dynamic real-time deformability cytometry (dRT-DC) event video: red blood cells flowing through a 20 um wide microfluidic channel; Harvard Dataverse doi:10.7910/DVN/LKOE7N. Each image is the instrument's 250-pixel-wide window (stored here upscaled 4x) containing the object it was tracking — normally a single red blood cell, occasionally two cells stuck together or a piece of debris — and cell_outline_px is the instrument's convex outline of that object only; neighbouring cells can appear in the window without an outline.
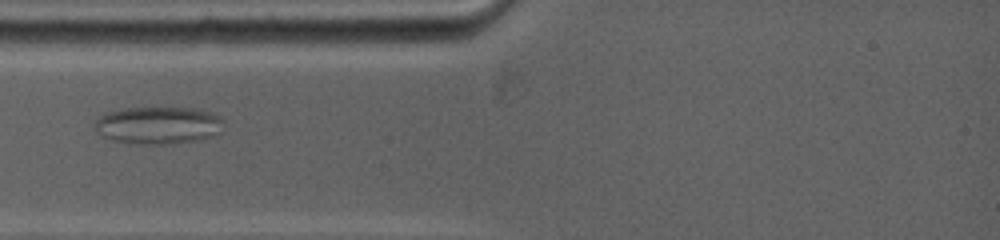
{"species": "common noctule bat (a hibernating species)", "species_latin": "Nyctalus noctula", "temperature_condition": "warm", "stored_images_in_passage": 18, "camera_frame_rate_fps": 5000, "um_per_image_px": 0.085, "animal": {"sex": "female", "body_mass_g": 19.0, "forearm_length_mm": 53.3}, "frame": {"image": 1, "passage_image": 7, "time_ms": 3.0, "image_size_px": [1000, 240], "cell_outline_px": [[224, 116], [216, 132], [212, 136], [196, 140], [156, 144], [136, 144], [112, 140], [96, 132], [96, 120], [104, 112], [124, 108], [196, 108]], "centroid_in_image_um": [13.4, 10.63], "position_along_channel_um": 71.6, "area_um2": 27.74}}
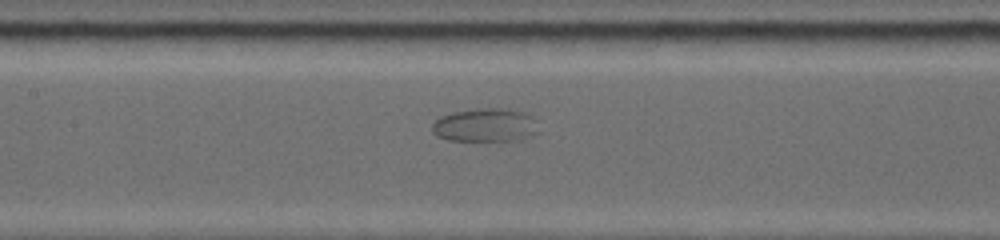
{"frame": {"image": 2, "passage_image": 12, "time_ms": 5.6, "image_size_px": [1000, 240], "cell_outline_px": [[536, 132], [524, 140], [448, 140], [436, 136], [432, 132], [432, 124], [440, 116], [452, 112], [480, 108], [504, 108], [528, 112], [536, 120]], "centroid_in_image_um": [41.25, 10.62], "position_along_channel_um": 166.1, "area_um2": 20.92}}
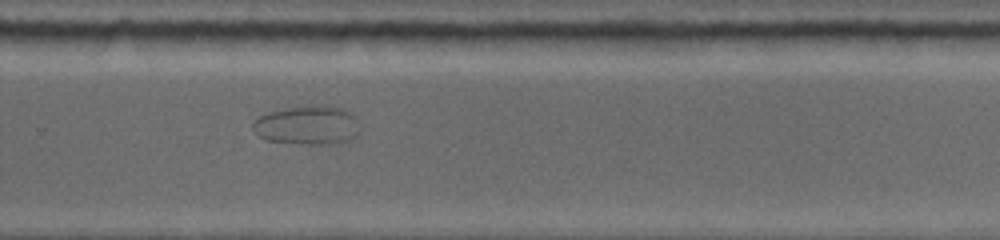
{"frame": {"image": 3, "passage_image": 18, "time_ms": 9.4, "image_size_px": [1000, 240], "cell_outline_px": [[360, 132], [356, 136], [348, 140], [336, 144], [300, 144], [264, 140], [256, 136], [252, 128], [252, 124], [260, 116], [268, 112], [304, 104], [308, 104], [340, 108], [348, 112], [352, 116]], "centroid_in_image_um": [26.06, 10.66], "position_along_channel_um": 303.7, "area_um2": 24.39}}